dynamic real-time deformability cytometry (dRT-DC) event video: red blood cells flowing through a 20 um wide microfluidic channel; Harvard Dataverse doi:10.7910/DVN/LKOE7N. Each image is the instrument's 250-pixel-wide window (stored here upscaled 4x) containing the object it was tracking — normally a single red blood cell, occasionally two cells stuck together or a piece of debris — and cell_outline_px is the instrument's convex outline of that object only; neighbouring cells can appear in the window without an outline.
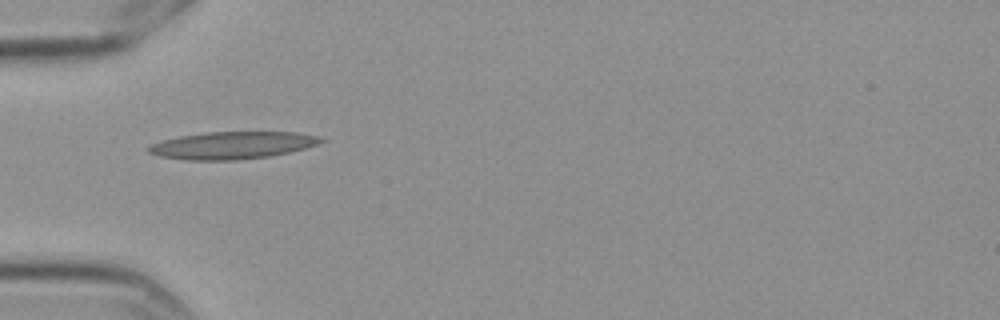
{"species": "Egyptian fruit bat (a non-hibernating species)", "species_latin": "Rousettus aegyptiacus", "temperature_condition": "cold", "stored_images_in_passage": 2, "camera_frame_rate_fps": 3000, "um_per_image_px": 0.085, "frame": {"image": 1, "passage_image": 1, "time_ms": 0.0, "image_size_px": [1000, 320], "cell_outline_px": [[324, 140], [316, 144], [304, 148], [288, 152], [268, 156], [236, 160], [184, 160], [160, 156], [148, 152], [144, 148], [152, 144], [164, 140], [180, 136], [208, 132], [296, 132], [320, 136]], "centroid_in_image_um": [19.71, 12.35], "position_along_channel_um": 65.3, "area_um2": 27.22}}
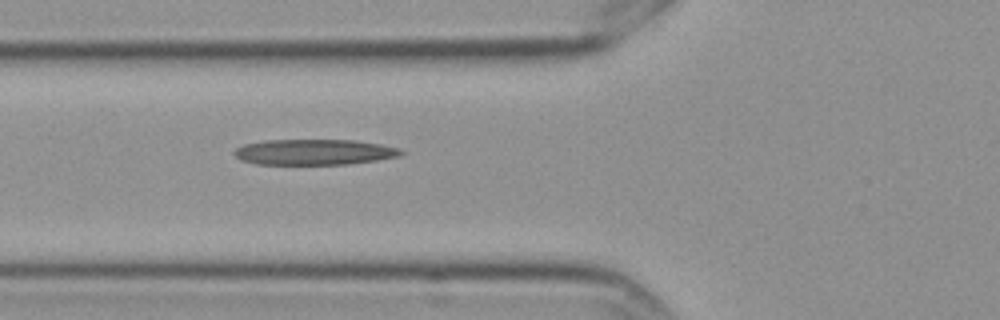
{"frame": {"image": 2, "passage_image": 2, "time_ms": 0.333, "image_size_px": [1000, 320], "cell_outline_px": [[404, 152], [400, 156], [376, 160], [348, 164], [256, 164], [240, 160], [232, 152], [236, 148], [244, 144], [264, 140], [356, 140], [380, 144], [400, 148]], "centroid_in_image_um": [26.69, 12.92], "position_along_channel_um": 99.1, "area_um2": 24.97}}